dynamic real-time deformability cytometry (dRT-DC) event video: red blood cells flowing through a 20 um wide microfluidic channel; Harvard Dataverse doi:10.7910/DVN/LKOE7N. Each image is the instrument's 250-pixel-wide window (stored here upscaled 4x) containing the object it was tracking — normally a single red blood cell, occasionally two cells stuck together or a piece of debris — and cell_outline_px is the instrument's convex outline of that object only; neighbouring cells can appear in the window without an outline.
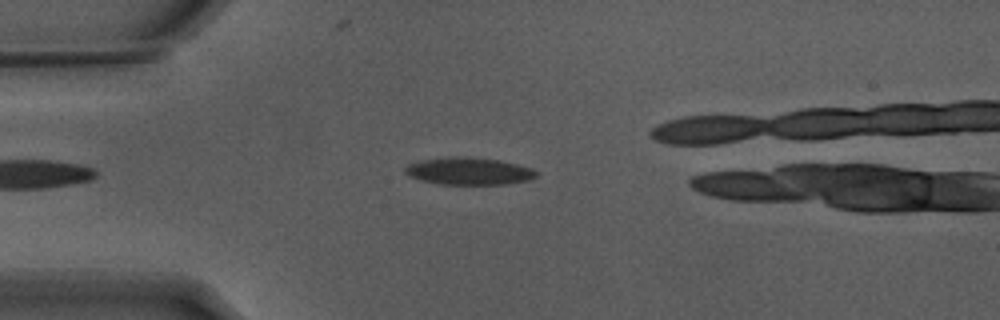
{"species": "Egyptian fruit bat (a non-hibernating species)", "species_latin": "Rousettus aegyptiacus", "temperature_condition": "warm", "stored_images_in_passage": 12, "camera_frame_rate_fps": 3000, "um_per_image_px": 0.085, "animal": {"sex": "male"}, "frame": {"image": 1, "passage_image": 9, "time_ms": 2.667, "image_size_px": [1000, 320], "cell_outline_px": [[536, 176], [532, 180], [504, 184], [440, 184], [420, 180], [408, 176], [404, 172], [404, 168], [408, 164], [420, 160], [448, 156], [464, 156], [500, 160], [532, 168], [536, 172]], "centroid_in_image_um": [39.82, 14.54], "position_along_channel_um": 45.2, "area_um2": 21.04}}